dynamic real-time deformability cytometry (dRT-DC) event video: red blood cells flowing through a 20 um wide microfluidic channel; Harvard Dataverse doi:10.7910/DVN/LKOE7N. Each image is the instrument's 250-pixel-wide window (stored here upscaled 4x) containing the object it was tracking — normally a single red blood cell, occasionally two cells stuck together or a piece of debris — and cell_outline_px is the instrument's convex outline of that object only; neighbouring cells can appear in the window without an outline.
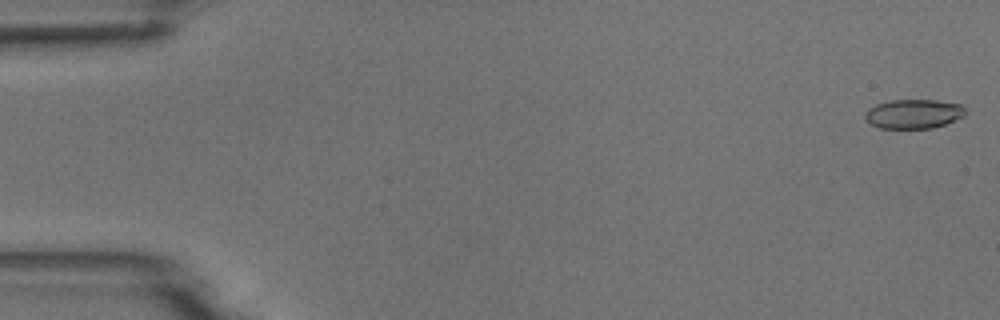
{"species": "common noctule bat (a hibernating species)", "species_latin": "Nyctalus noctula", "temperature_condition": "room temperature", "stored_images_in_passage": 5, "camera_frame_rate_fps": 3000, "um_per_image_px": 0.085, "animal": {"sex": "male", "body_mass_g": 18.8}, "frame": {"image": 1, "passage_image": 1, "time_ms": 0.0, "image_size_px": [1000, 320], "cell_outline_px": [[964, 116], [944, 124], [932, 128], [880, 128], [868, 124], [864, 116], [864, 112], [868, 108], [876, 104], [888, 100], [936, 100], [960, 104], [964, 108]], "centroid_in_image_um": [77.58, 9.68], "position_along_channel_um": 7.4, "area_um2": 17.17}}
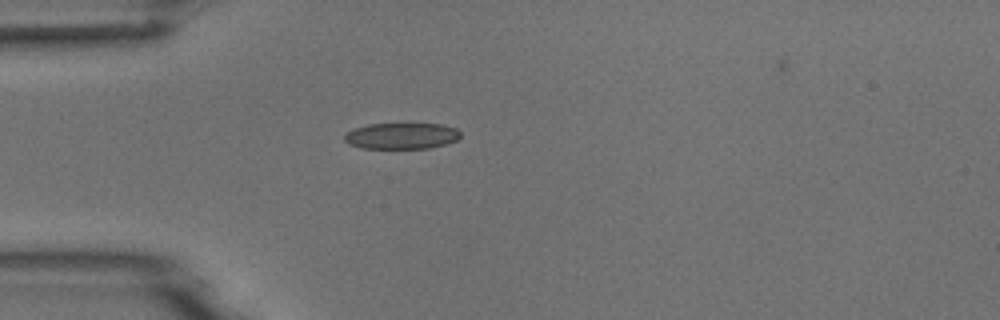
{"frame": {"image": 2, "passage_image": 5, "time_ms": 4.667, "image_size_px": [1000, 320], "cell_outline_px": [[460, 136], [456, 140], [444, 144], [428, 148], [360, 148], [348, 144], [344, 140], [344, 136], [352, 128], [368, 124], [408, 120], [440, 124], [456, 128], [460, 132]], "centroid_in_image_um": [34.11, 11.49], "position_along_channel_um": 50.9, "area_um2": 18.67}}